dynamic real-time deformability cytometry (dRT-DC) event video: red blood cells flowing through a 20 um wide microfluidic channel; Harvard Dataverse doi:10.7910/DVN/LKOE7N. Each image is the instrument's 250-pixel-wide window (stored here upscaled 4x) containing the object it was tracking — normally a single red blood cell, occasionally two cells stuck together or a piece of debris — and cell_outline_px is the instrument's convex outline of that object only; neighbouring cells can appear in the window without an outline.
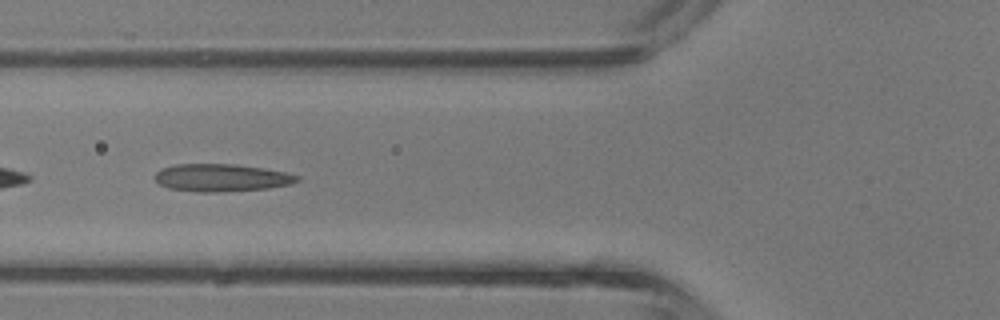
{"species": "common noctule bat (a hibernating species)", "species_latin": "Nyctalus noctula", "temperature_condition": "room temperature", "stored_images_in_passage": 28, "camera_frame_rate_fps": 3000, "um_per_image_px": 0.085, "animal": {"sex": "male", "body_mass_g": 13.3}, "frame": {"image": 1, "passage_image": 3, "time_ms": 0.667, "image_size_px": [1000, 320], "cell_outline_px": [[300, 180], [292, 184], [268, 188], [216, 192], [200, 192], [168, 188], [160, 184], [156, 180], [156, 172], [160, 168], [176, 164], [236, 164], [264, 168], [284, 172], [300, 176]], "centroid_in_image_um": [18.84, 15.1], "position_along_channel_um": 107.0, "area_um2": 22.83}}
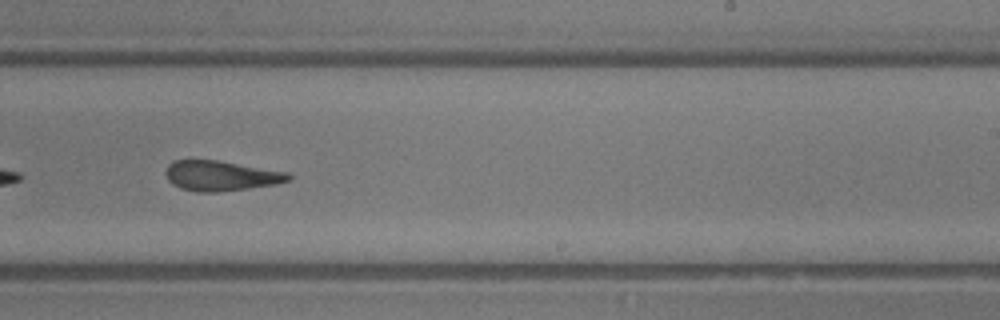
{"frame": {"image": 2, "passage_image": 13, "time_ms": 4.0, "image_size_px": [1000, 320], "cell_outline_px": [[292, 180], [276, 184], [220, 192], [196, 192], [180, 188], [172, 184], [168, 180], [164, 172], [168, 164], [172, 160], [216, 160], [288, 172], [292, 176]], "centroid_in_image_um": [18.76, 14.94], "position_along_channel_um": 270.2, "area_um2": 21.68}}
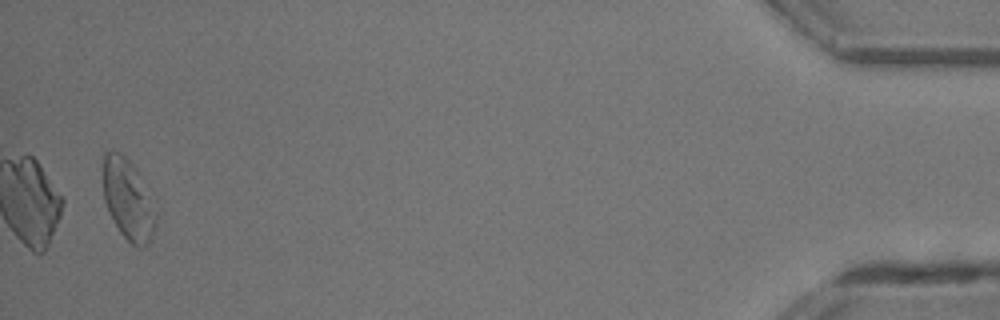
{"frame": {"image": 3, "passage_image": 28, "time_ms": 9.0, "image_size_px": [1000, 320], "cell_outline_px": [[156, 224], [152, 240], [144, 248], [140, 248], [132, 244], [120, 232], [108, 212], [104, 200], [104, 152], [112, 148], [120, 152], [136, 168], [156, 212]], "centroid_in_image_um": [10.89, 16.98], "position_along_channel_um": 424.3, "area_um2": 24.74}}